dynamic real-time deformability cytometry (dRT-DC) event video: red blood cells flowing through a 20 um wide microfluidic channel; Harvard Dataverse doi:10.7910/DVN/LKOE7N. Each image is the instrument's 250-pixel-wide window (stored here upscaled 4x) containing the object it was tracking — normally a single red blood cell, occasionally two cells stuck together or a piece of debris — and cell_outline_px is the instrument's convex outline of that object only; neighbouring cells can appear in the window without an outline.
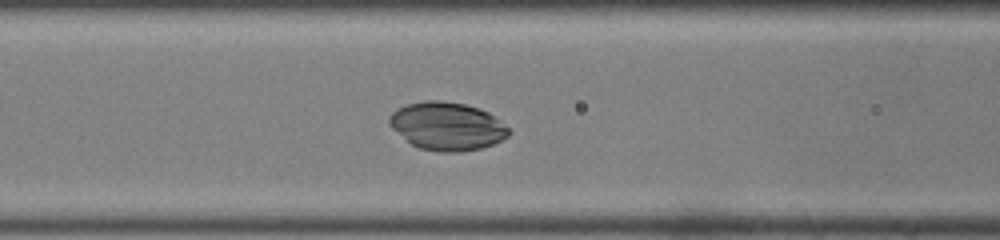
{"species": "common noctule bat (a hibernating species)", "species_latin": "Nyctalus noctula", "temperature_condition": "room temperature", "stored_images_in_passage": 49, "camera_frame_rate_fps": 3000, "um_per_image_px": 0.085, "animal": {"sex": "male", "body_mass_g": 19.0, "forearm_length_mm": 50.8}, "frame": {"image": 1, "passage_image": 20, "time_ms": 6.333, "image_size_px": [1000, 240], "cell_outline_px": [[512, 132], [508, 136], [492, 144], [480, 148], [460, 152], [440, 152], [420, 148], [412, 144], [392, 128], [388, 124], [388, 116], [392, 112], [408, 104], [424, 100], [440, 100], [464, 104], [480, 108], [488, 112], [508, 128]], "centroid_in_image_um": [37.99, 10.72], "position_along_channel_um": 128.6, "area_um2": 33.23}}
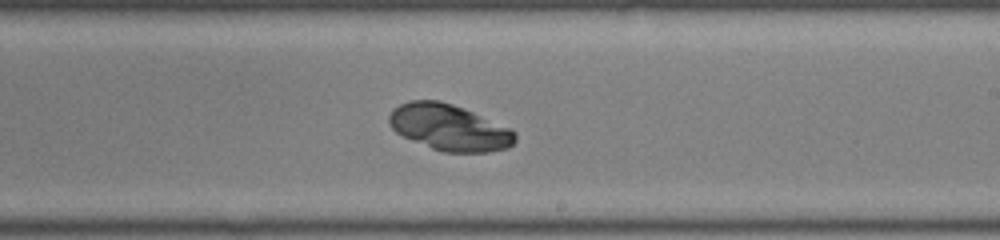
{"frame": {"image": 2, "passage_image": 29, "time_ms": 9.333, "image_size_px": [1000, 240], "cell_outline_px": [[516, 140], [508, 148], [488, 152], [444, 152], [432, 148], [412, 140], [396, 132], [388, 124], [388, 116], [392, 108], [408, 100], [440, 100], [452, 104], [472, 112], [508, 128], [516, 132]], "centroid_in_image_um": [38.14, 10.83], "position_along_channel_um": 250.9, "area_um2": 33.7}}
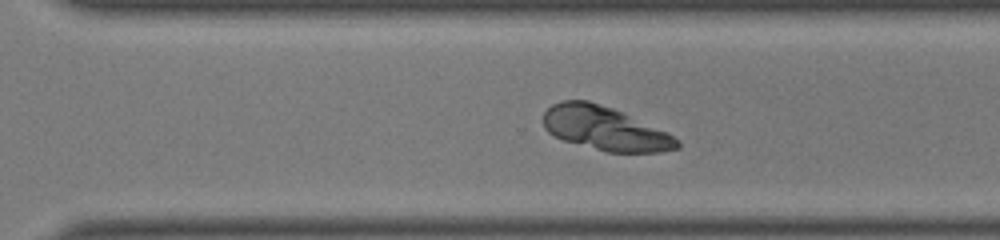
{"frame": {"image": 3, "passage_image": 34, "time_ms": 11.0, "image_size_px": [1000, 240], "cell_outline_px": [[680, 148], [660, 152], [608, 152], [564, 140], [552, 136], [544, 128], [544, 112], [552, 104], [560, 100], [588, 100], [612, 108], [668, 132], [680, 144]], "centroid_in_image_um": [51.39, 10.91], "position_along_channel_um": 319.2, "area_um2": 33.87}}